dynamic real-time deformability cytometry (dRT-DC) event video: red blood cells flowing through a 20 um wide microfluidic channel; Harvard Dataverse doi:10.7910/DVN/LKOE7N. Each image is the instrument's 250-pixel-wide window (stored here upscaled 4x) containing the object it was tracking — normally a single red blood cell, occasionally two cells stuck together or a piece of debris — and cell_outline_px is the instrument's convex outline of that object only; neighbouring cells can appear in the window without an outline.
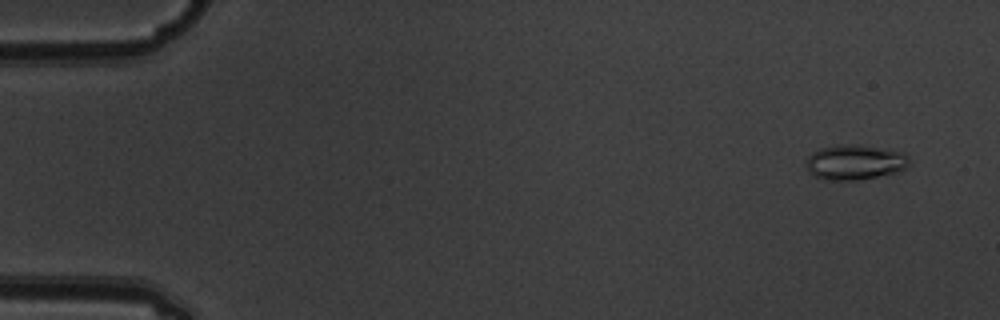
{"species": "common noctule bat (a hibernating species)", "species_latin": "Nyctalus noctula", "temperature_condition": "warm", "stored_images_in_passage": 6, "camera_frame_rate_fps": 3000, "um_per_image_px": 0.085, "animal": {"sex": "male", "body_mass_g": 19.5, "forearm_length_mm": 54.6}, "frame": {"image": 1, "passage_image": 1, "time_ms": 0.0, "image_size_px": [1000, 320], "cell_outline_px": [[908, 164], [904, 168], [896, 172], [856, 180], [828, 180], [816, 176], [808, 172], [804, 164], [808, 156], [812, 152], [820, 148], [840, 144], [860, 144], [904, 152], [908, 156]], "centroid_in_image_um": [72.62, 13.77], "position_along_channel_um": 12.4, "area_um2": 21.1}}
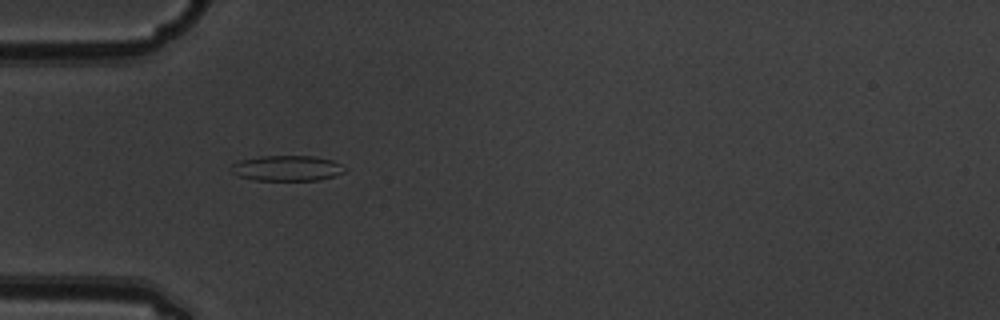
{"frame": {"image": 2, "passage_image": 5, "time_ms": 1.333, "image_size_px": [1000, 320], "cell_outline_px": [[344, 172], [336, 176], [320, 180], [256, 180], [240, 176], [232, 172], [228, 168], [232, 164], [240, 160], [260, 156], [312, 156], [332, 160], [340, 164], [344, 168]], "centroid_in_image_um": [24.38, 14.3], "position_along_channel_um": 60.6, "area_um2": 16.82}}